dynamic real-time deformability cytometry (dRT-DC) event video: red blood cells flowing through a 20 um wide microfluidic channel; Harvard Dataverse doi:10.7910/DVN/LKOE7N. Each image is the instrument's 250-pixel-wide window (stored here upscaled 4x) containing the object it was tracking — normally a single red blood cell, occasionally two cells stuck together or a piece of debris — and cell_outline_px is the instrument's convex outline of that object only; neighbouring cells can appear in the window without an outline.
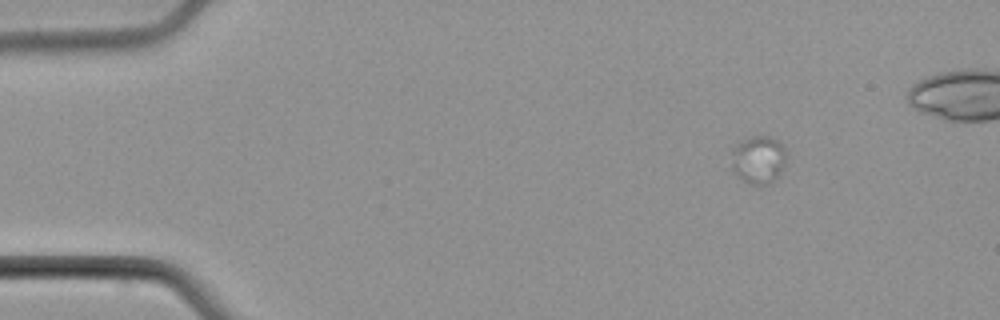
{"species": "common noctule bat (a hibernating species)", "species_latin": "Nyctalus noctula", "temperature_condition": "cold", "stored_images_in_passage": 4, "camera_frame_rate_fps": 3000, "um_per_image_px": 0.085, "animal": {"sex": "male", "body_mass_g": 21.5, "forearm_length_mm": 52.0}, "frame": {"image": 1, "passage_image": 1, "time_ms": 0.0, "image_size_px": [1000, 320], "cell_outline_px": [[784, 164], [780, 172], [768, 184], [752, 184], [736, 176], [732, 168], [732, 148], [736, 144], [752, 136], [768, 136], [784, 144]], "centroid_in_image_um": [64.43, 13.55], "position_along_channel_um": 20.6, "area_um2": 15.03}}